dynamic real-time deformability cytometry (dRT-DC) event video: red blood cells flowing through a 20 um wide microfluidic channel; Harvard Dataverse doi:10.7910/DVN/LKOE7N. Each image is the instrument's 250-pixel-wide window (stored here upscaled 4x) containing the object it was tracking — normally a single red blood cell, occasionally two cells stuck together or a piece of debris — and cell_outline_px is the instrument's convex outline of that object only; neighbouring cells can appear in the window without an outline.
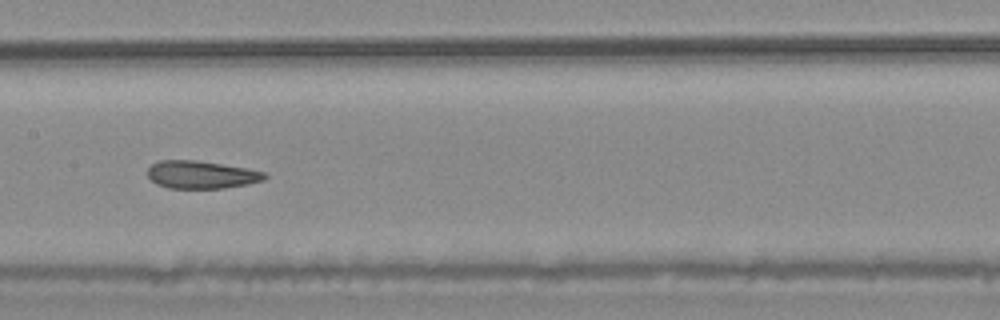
{"species": "common noctule bat (a hibernating species)", "species_latin": "Nyctalus noctula", "temperature_condition": "warm", "stored_images_in_passage": 39, "camera_frame_rate_fps": 3000, "um_per_image_px": 0.085, "animal": {"sex": "male", "body_mass_g": 20.4}, "frame": {"image": 1, "passage_image": 12, "time_ms": 3.667, "image_size_px": [1000, 320], "cell_outline_px": [[268, 176], [264, 180], [248, 184], [224, 188], [168, 188], [156, 184], [148, 176], [148, 168], [152, 164], [160, 160], [196, 160], [248, 168], [264, 172]], "centroid_in_image_um": [17.12, 14.85], "position_along_channel_um": 190.3, "area_um2": 18.96}, "authors_computed_cell_mechanics": {"area_um2": 20.23, "velocity_mm_per_s": 3.7101, "shape_relaxation_time_tau1_ms": null, "shape_relaxation_time_tau2_ms": 3.0979, "deformation_change_tau1": null, "deformation_change_tau2": 0.1125}}